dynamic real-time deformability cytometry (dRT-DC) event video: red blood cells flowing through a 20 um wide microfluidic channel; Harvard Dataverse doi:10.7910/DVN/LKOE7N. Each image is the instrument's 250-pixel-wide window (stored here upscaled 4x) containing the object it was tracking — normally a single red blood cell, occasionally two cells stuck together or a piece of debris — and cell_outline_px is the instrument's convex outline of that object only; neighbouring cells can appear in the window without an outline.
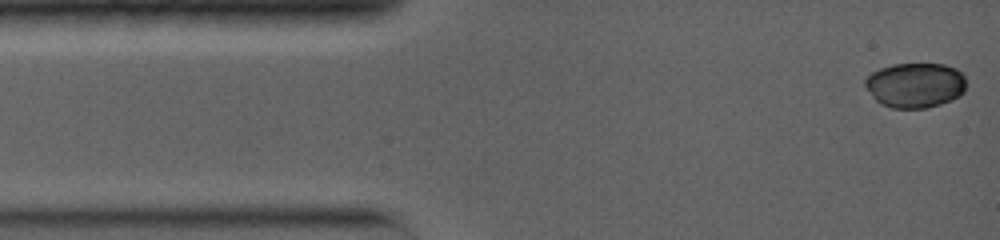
{"species": "common noctule bat (a hibernating species)", "species_latin": "Nyctalus noctula", "temperature_condition": "warm", "stored_images_in_passage": 25, "camera_frame_rate_fps": 5000, "um_per_image_px": 0.085, "animal": {"sex": "female", "body_mass_g": 19.0, "forearm_length_mm": 56.7}, "frame": {"image": 1, "passage_image": 1, "time_ms": 0.0, "image_size_px": [1000, 240], "cell_outline_px": [[964, 92], [960, 96], [952, 100], [928, 108], [892, 108], [880, 104], [876, 100], [864, 84], [864, 80], [872, 72], [880, 68], [892, 64], [944, 64], [956, 68], [964, 76]], "centroid_in_image_um": [77.79, 7.24], "position_along_channel_um": 7.2, "area_um2": 26.53}}
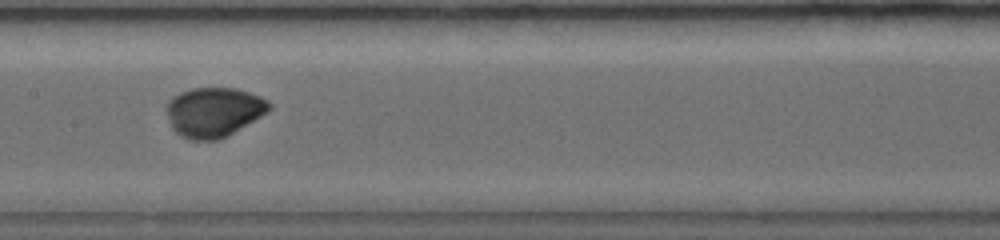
{"frame": {"image": 2, "passage_image": 14, "time_ms": 6.4, "image_size_px": [1000, 240], "cell_outline_px": [[272, 108], [268, 112], [232, 132], [216, 140], [192, 140], [180, 136], [172, 128], [164, 108], [168, 100], [172, 96], [180, 92], [192, 88], [236, 88], [260, 96], [268, 100], [272, 104]], "centroid_in_image_um": [18.14, 9.5], "position_along_channel_um": 189.3, "area_um2": 29.71}}
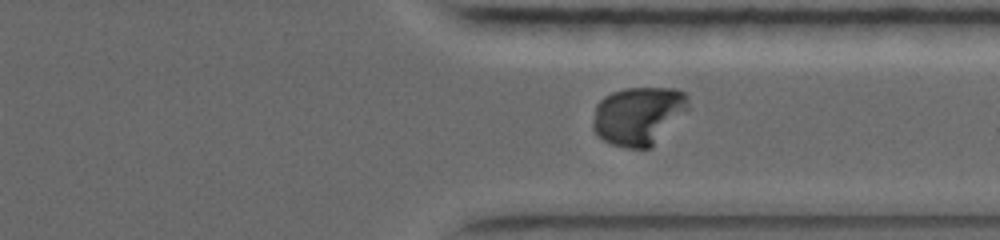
{"frame": {"image": 3, "passage_image": 23, "time_ms": 10.6, "image_size_px": [1000, 240], "cell_outline_px": [[688, 108], [652, 148], [624, 148], [612, 144], [604, 140], [592, 128], [592, 120], [596, 104], [604, 96], [612, 92], [624, 88], [676, 88], [684, 92], [688, 96]], "centroid_in_image_um": [54.25, 9.83], "position_along_channel_um": 357.1, "area_um2": 32.48}, "authors_computed_cell_mechanics": {"area_um2": 29.9404, "velocity_mm_per_s": 3.9991, "shape_relaxation_time_tau1_ms": 3.2452, "shape_relaxation_time_tau2_ms": null, "deformation_change_tau1": 0.129, "deformation_change_tau2": null}}